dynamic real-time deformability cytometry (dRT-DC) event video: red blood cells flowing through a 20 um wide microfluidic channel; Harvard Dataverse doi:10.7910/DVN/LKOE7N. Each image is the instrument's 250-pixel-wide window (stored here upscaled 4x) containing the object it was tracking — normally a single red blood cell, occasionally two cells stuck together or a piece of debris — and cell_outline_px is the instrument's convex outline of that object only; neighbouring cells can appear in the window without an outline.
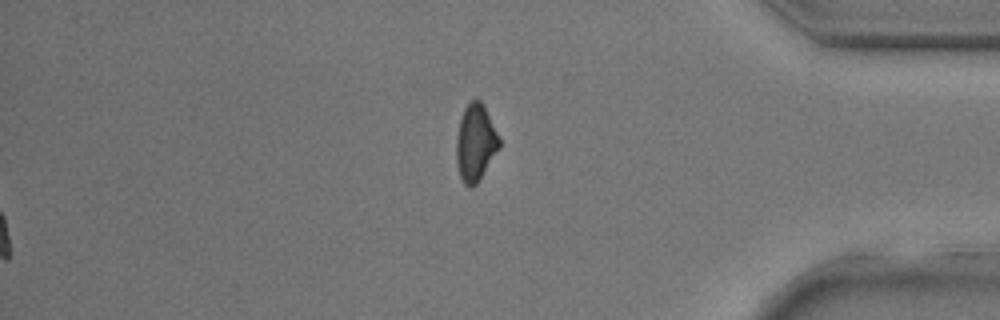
{"species": "common noctule bat (a hibernating species)", "species_latin": "Nyctalus noctula", "temperature_condition": "room temperature", "stored_images_in_passage": 33, "segment_of_instrument_passage": [2, 2], "camera_frame_rate_fps": 3000, "um_per_image_px": 0.085, "animal": {"sex": "male", "body_mass_g": 17.9, "forearm_length_mm": 54.2}, "frame": {"image": 1, "passage_image": 33, "time_ms": 10.667, "image_size_px": [1000, 320], "cell_outline_px": [[500, 148], [476, 184], [472, 188], [468, 188], [464, 184], [460, 176], [456, 164], [456, 136], [460, 120], [464, 108], [472, 100], [480, 100], [500, 140]], "centroid_in_image_um": [40.39, 12.19], "position_along_channel_um": 394.8, "area_um2": 18.96}}